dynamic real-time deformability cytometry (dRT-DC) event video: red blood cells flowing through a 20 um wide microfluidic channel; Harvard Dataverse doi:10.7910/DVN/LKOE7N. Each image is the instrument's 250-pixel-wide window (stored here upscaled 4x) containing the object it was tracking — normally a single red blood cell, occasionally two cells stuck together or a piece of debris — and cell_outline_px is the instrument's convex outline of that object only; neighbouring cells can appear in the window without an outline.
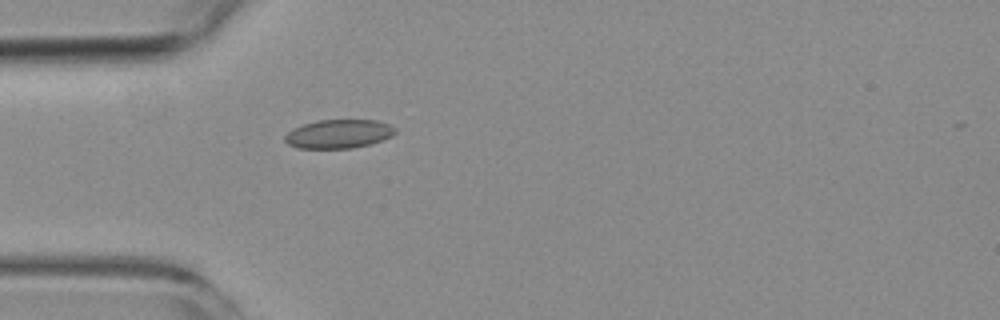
{"species": "common noctule bat (a hibernating species)", "species_latin": "Nyctalus noctula", "temperature_condition": "room temperature", "stored_images_in_passage": 3, "camera_frame_rate_fps": 3000, "um_per_image_px": 0.085, "animal": {"sex": "female", "body_mass_g": 19.3, "forearm_length_mm": 54.1}, "frame": {"image": 1, "passage_image": 3, "time_ms": 2.333, "image_size_px": [1000, 320], "cell_outline_px": [[396, 132], [392, 136], [368, 144], [352, 148], [296, 148], [288, 144], [284, 140], [284, 136], [292, 128], [316, 120], [376, 120], [388, 124], [396, 128]], "centroid_in_image_um": [28.75, 11.37], "position_along_channel_um": 56.2, "area_um2": 18.44}}